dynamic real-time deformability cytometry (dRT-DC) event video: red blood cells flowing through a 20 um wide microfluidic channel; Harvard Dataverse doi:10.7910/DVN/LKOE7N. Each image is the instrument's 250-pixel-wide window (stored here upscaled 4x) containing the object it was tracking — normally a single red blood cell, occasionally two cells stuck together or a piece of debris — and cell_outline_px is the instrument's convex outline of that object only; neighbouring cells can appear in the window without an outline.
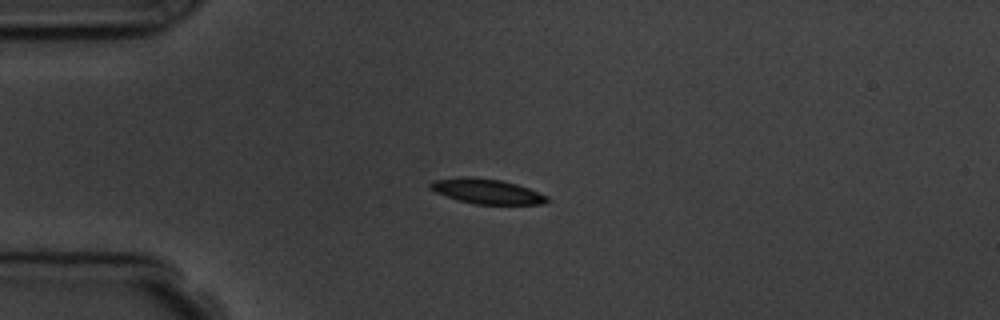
{"species": "common noctule bat (a hibernating species)", "species_latin": "Nyctalus noctula", "temperature_condition": "room temperature", "stored_images_in_passage": 8, "camera_frame_rate_fps": 3000, "um_per_image_px": 0.085, "animal": {"sex": "male", "body_mass_g": 19.5, "forearm_length_mm": 54.6}, "frame": {"image": 1, "passage_image": 3, "time_ms": 2.333, "image_size_px": [1000, 320], "cell_outline_px": [[548, 200], [544, 204], [476, 204], [456, 200], [436, 192], [428, 188], [428, 184], [432, 180], [460, 176], [472, 176], [500, 180], [516, 184], [528, 188], [548, 196]], "centroid_in_image_um": [41.31, 16.25], "position_along_channel_um": 43.7, "area_um2": 17.11}}